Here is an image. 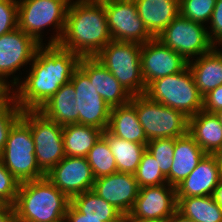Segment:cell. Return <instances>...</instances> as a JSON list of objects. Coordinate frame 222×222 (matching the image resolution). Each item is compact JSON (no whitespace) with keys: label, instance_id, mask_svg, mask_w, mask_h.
<instances>
[{"label":"cell","instance_id":"cell-1","mask_svg":"<svg viewBox=\"0 0 222 222\" xmlns=\"http://www.w3.org/2000/svg\"><path fill=\"white\" fill-rule=\"evenodd\" d=\"M40 45L33 58L31 72L12 95L21 110H39L78 68L80 56L58 44Z\"/></svg>","mask_w":222,"mask_h":222},{"label":"cell","instance_id":"cell-2","mask_svg":"<svg viewBox=\"0 0 222 222\" xmlns=\"http://www.w3.org/2000/svg\"><path fill=\"white\" fill-rule=\"evenodd\" d=\"M110 41L105 6L101 0L70 3L59 46L80 57H95Z\"/></svg>","mask_w":222,"mask_h":222},{"label":"cell","instance_id":"cell-3","mask_svg":"<svg viewBox=\"0 0 222 222\" xmlns=\"http://www.w3.org/2000/svg\"><path fill=\"white\" fill-rule=\"evenodd\" d=\"M71 199L46 177L20 183L13 204L16 222H60Z\"/></svg>","mask_w":222,"mask_h":222},{"label":"cell","instance_id":"cell-4","mask_svg":"<svg viewBox=\"0 0 222 222\" xmlns=\"http://www.w3.org/2000/svg\"><path fill=\"white\" fill-rule=\"evenodd\" d=\"M145 95L153 101L181 111L188 118L203 110V96L188 66L179 73L152 81L146 87Z\"/></svg>","mask_w":222,"mask_h":222},{"label":"cell","instance_id":"cell-5","mask_svg":"<svg viewBox=\"0 0 222 222\" xmlns=\"http://www.w3.org/2000/svg\"><path fill=\"white\" fill-rule=\"evenodd\" d=\"M142 44L110 41L94 58L119 81L132 96L145 94L140 53Z\"/></svg>","mask_w":222,"mask_h":222},{"label":"cell","instance_id":"cell-6","mask_svg":"<svg viewBox=\"0 0 222 222\" xmlns=\"http://www.w3.org/2000/svg\"><path fill=\"white\" fill-rule=\"evenodd\" d=\"M0 159L20 183L45 177L36 162L31 129L21 118L10 129Z\"/></svg>","mask_w":222,"mask_h":222},{"label":"cell","instance_id":"cell-7","mask_svg":"<svg viewBox=\"0 0 222 222\" xmlns=\"http://www.w3.org/2000/svg\"><path fill=\"white\" fill-rule=\"evenodd\" d=\"M70 0H20L18 2V28L41 45V30L55 25L59 30L48 45L59 43L67 17Z\"/></svg>","mask_w":222,"mask_h":222},{"label":"cell","instance_id":"cell-8","mask_svg":"<svg viewBox=\"0 0 222 222\" xmlns=\"http://www.w3.org/2000/svg\"><path fill=\"white\" fill-rule=\"evenodd\" d=\"M21 119L30 127L38 167L46 175L65 157L63 126L39 110H23Z\"/></svg>","mask_w":222,"mask_h":222},{"label":"cell","instance_id":"cell-9","mask_svg":"<svg viewBox=\"0 0 222 222\" xmlns=\"http://www.w3.org/2000/svg\"><path fill=\"white\" fill-rule=\"evenodd\" d=\"M136 112L147 140L178 138L188 133V117L181 111L151 100L147 95L136 96Z\"/></svg>","mask_w":222,"mask_h":222},{"label":"cell","instance_id":"cell-10","mask_svg":"<svg viewBox=\"0 0 222 222\" xmlns=\"http://www.w3.org/2000/svg\"><path fill=\"white\" fill-rule=\"evenodd\" d=\"M207 28L179 14L157 37L164 45L179 53L187 62L191 56L210 52L215 46ZM190 56V57H189Z\"/></svg>","mask_w":222,"mask_h":222},{"label":"cell","instance_id":"cell-11","mask_svg":"<svg viewBox=\"0 0 222 222\" xmlns=\"http://www.w3.org/2000/svg\"><path fill=\"white\" fill-rule=\"evenodd\" d=\"M113 41L144 44L154 37L138 15L134 0H101Z\"/></svg>","mask_w":222,"mask_h":222},{"label":"cell","instance_id":"cell-12","mask_svg":"<svg viewBox=\"0 0 222 222\" xmlns=\"http://www.w3.org/2000/svg\"><path fill=\"white\" fill-rule=\"evenodd\" d=\"M70 82L76 91L75 99L77 100L76 110L79 113V124L105 131L109 124L111 108L79 67L73 72Z\"/></svg>","mask_w":222,"mask_h":222},{"label":"cell","instance_id":"cell-13","mask_svg":"<svg viewBox=\"0 0 222 222\" xmlns=\"http://www.w3.org/2000/svg\"><path fill=\"white\" fill-rule=\"evenodd\" d=\"M142 77L146 87L154 80L183 71L188 62L177 52L153 38L142 44L140 53Z\"/></svg>","mask_w":222,"mask_h":222},{"label":"cell","instance_id":"cell-14","mask_svg":"<svg viewBox=\"0 0 222 222\" xmlns=\"http://www.w3.org/2000/svg\"><path fill=\"white\" fill-rule=\"evenodd\" d=\"M45 177L70 199L93 188L95 177L84 157L65 156Z\"/></svg>","mask_w":222,"mask_h":222},{"label":"cell","instance_id":"cell-15","mask_svg":"<svg viewBox=\"0 0 222 222\" xmlns=\"http://www.w3.org/2000/svg\"><path fill=\"white\" fill-rule=\"evenodd\" d=\"M159 186L139 188L135 204L129 213L133 218L165 222L177 211L176 187Z\"/></svg>","mask_w":222,"mask_h":222},{"label":"cell","instance_id":"cell-16","mask_svg":"<svg viewBox=\"0 0 222 222\" xmlns=\"http://www.w3.org/2000/svg\"><path fill=\"white\" fill-rule=\"evenodd\" d=\"M92 191L126 215L135 204L139 187L134 174L115 172L95 179Z\"/></svg>","mask_w":222,"mask_h":222},{"label":"cell","instance_id":"cell-17","mask_svg":"<svg viewBox=\"0 0 222 222\" xmlns=\"http://www.w3.org/2000/svg\"><path fill=\"white\" fill-rule=\"evenodd\" d=\"M40 45L18 27L0 36V79L32 61Z\"/></svg>","mask_w":222,"mask_h":222},{"label":"cell","instance_id":"cell-18","mask_svg":"<svg viewBox=\"0 0 222 222\" xmlns=\"http://www.w3.org/2000/svg\"><path fill=\"white\" fill-rule=\"evenodd\" d=\"M78 67L88 76L98 94L110 108L127 104L132 95L94 57H81Z\"/></svg>","mask_w":222,"mask_h":222},{"label":"cell","instance_id":"cell-19","mask_svg":"<svg viewBox=\"0 0 222 222\" xmlns=\"http://www.w3.org/2000/svg\"><path fill=\"white\" fill-rule=\"evenodd\" d=\"M222 173L216 157L206 154L196 168L176 186V197L213 195L220 184Z\"/></svg>","mask_w":222,"mask_h":222},{"label":"cell","instance_id":"cell-20","mask_svg":"<svg viewBox=\"0 0 222 222\" xmlns=\"http://www.w3.org/2000/svg\"><path fill=\"white\" fill-rule=\"evenodd\" d=\"M205 155L206 153L188 133L175 138L173 163L166 176L167 185L174 187L179 185Z\"/></svg>","mask_w":222,"mask_h":222},{"label":"cell","instance_id":"cell-21","mask_svg":"<svg viewBox=\"0 0 222 222\" xmlns=\"http://www.w3.org/2000/svg\"><path fill=\"white\" fill-rule=\"evenodd\" d=\"M149 33L159 34L180 14V0H134Z\"/></svg>","mask_w":222,"mask_h":222},{"label":"cell","instance_id":"cell-22","mask_svg":"<svg viewBox=\"0 0 222 222\" xmlns=\"http://www.w3.org/2000/svg\"><path fill=\"white\" fill-rule=\"evenodd\" d=\"M107 130L121 139L147 146V137L137 117L136 96L127 104L111 108Z\"/></svg>","mask_w":222,"mask_h":222},{"label":"cell","instance_id":"cell-23","mask_svg":"<svg viewBox=\"0 0 222 222\" xmlns=\"http://www.w3.org/2000/svg\"><path fill=\"white\" fill-rule=\"evenodd\" d=\"M188 134L206 154L222 147V125L215 113L201 110L188 118Z\"/></svg>","mask_w":222,"mask_h":222},{"label":"cell","instance_id":"cell-24","mask_svg":"<svg viewBox=\"0 0 222 222\" xmlns=\"http://www.w3.org/2000/svg\"><path fill=\"white\" fill-rule=\"evenodd\" d=\"M195 84L204 97L222 85V52L214 47L210 52L199 56L195 62H188Z\"/></svg>","mask_w":222,"mask_h":222},{"label":"cell","instance_id":"cell-25","mask_svg":"<svg viewBox=\"0 0 222 222\" xmlns=\"http://www.w3.org/2000/svg\"><path fill=\"white\" fill-rule=\"evenodd\" d=\"M75 92L73 84L69 81L62 85L39 111L61 126L79 124Z\"/></svg>","mask_w":222,"mask_h":222},{"label":"cell","instance_id":"cell-26","mask_svg":"<svg viewBox=\"0 0 222 222\" xmlns=\"http://www.w3.org/2000/svg\"><path fill=\"white\" fill-rule=\"evenodd\" d=\"M103 130L81 124L63 126L65 156L84 157L102 136Z\"/></svg>","mask_w":222,"mask_h":222},{"label":"cell","instance_id":"cell-27","mask_svg":"<svg viewBox=\"0 0 222 222\" xmlns=\"http://www.w3.org/2000/svg\"><path fill=\"white\" fill-rule=\"evenodd\" d=\"M102 136L107 140L113 154L117 172L134 174L141 161L146 145L121 139L111 134L107 129Z\"/></svg>","mask_w":222,"mask_h":222},{"label":"cell","instance_id":"cell-28","mask_svg":"<svg viewBox=\"0 0 222 222\" xmlns=\"http://www.w3.org/2000/svg\"><path fill=\"white\" fill-rule=\"evenodd\" d=\"M177 211L194 222H222V211L212 195L176 197Z\"/></svg>","mask_w":222,"mask_h":222},{"label":"cell","instance_id":"cell-29","mask_svg":"<svg viewBox=\"0 0 222 222\" xmlns=\"http://www.w3.org/2000/svg\"><path fill=\"white\" fill-rule=\"evenodd\" d=\"M71 204L85 217L123 218L113 205L99 197L92 190L77 194L71 198Z\"/></svg>","mask_w":222,"mask_h":222},{"label":"cell","instance_id":"cell-30","mask_svg":"<svg viewBox=\"0 0 222 222\" xmlns=\"http://www.w3.org/2000/svg\"><path fill=\"white\" fill-rule=\"evenodd\" d=\"M86 159L92 169L95 179L117 172V165L107 140L101 136Z\"/></svg>","mask_w":222,"mask_h":222},{"label":"cell","instance_id":"cell-31","mask_svg":"<svg viewBox=\"0 0 222 222\" xmlns=\"http://www.w3.org/2000/svg\"><path fill=\"white\" fill-rule=\"evenodd\" d=\"M134 176L139 188L167 183L166 176L161 172L155 158L147 150L142 154Z\"/></svg>","mask_w":222,"mask_h":222},{"label":"cell","instance_id":"cell-32","mask_svg":"<svg viewBox=\"0 0 222 222\" xmlns=\"http://www.w3.org/2000/svg\"><path fill=\"white\" fill-rule=\"evenodd\" d=\"M175 138L149 140L146 150L153 156L161 170L167 176L171 170L174 157Z\"/></svg>","mask_w":222,"mask_h":222},{"label":"cell","instance_id":"cell-33","mask_svg":"<svg viewBox=\"0 0 222 222\" xmlns=\"http://www.w3.org/2000/svg\"><path fill=\"white\" fill-rule=\"evenodd\" d=\"M216 0H180V14L203 24L211 19Z\"/></svg>","mask_w":222,"mask_h":222},{"label":"cell","instance_id":"cell-34","mask_svg":"<svg viewBox=\"0 0 222 222\" xmlns=\"http://www.w3.org/2000/svg\"><path fill=\"white\" fill-rule=\"evenodd\" d=\"M21 116L22 110L13 96L0 107V154L5 147L10 129Z\"/></svg>","mask_w":222,"mask_h":222},{"label":"cell","instance_id":"cell-35","mask_svg":"<svg viewBox=\"0 0 222 222\" xmlns=\"http://www.w3.org/2000/svg\"><path fill=\"white\" fill-rule=\"evenodd\" d=\"M19 187L20 182L5 168L0 159V200L13 206Z\"/></svg>","mask_w":222,"mask_h":222},{"label":"cell","instance_id":"cell-36","mask_svg":"<svg viewBox=\"0 0 222 222\" xmlns=\"http://www.w3.org/2000/svg\"><path fill=\"white\" fill-rule=\"evenodd\" d=\"M18 27V2L0 0V36Z\"/></svg>","mask_w":222,"mask_h":222},{"label":"cell","instance_id":"cell-37","mask_svg":"<svg viewBox=\"0 0 222 222\" xmlns=\"http://www.w3.org/2000/svg\"><path fill=\"white\" fill-rule=\"evenodd\" d=\"M210 21L212 29L211 33L208 32L210 41L214 45L216 44L215 41L222 44V0H216Z\"/></svg>","mask_w":222,"mask_h":222},{"label":"cell","instance_id":"cell-38","mask_svg":"<svg viewBox=\"0 0 222 222\" xmlns=\"http://www.w3.org/2000/svg\"><path fill=\"white\" fill-rule=\"evenodd\" d=\"M222 109V85L216 87L203 97V110L215 113Z\"/></svg>","mask_w":222,"mask_h":222},{"label":"cell","instance_id":"cell-39","mask_svg":"<svg viewBox=\"0 0 222 222\" xmlns=\"http://www.w3.org/2000/svg\"><path fill=\"white\" fill-rule=\"evenodd\" d=\"M66 222H122V218H93L85 217L71 203L65 215Z\"/></svg>","mask_w":222,"mask_h":222},{"label":"cell","instance_id":"cell-40","mask_svg":"<svg viewBox=\"0 0 222 222\" xmlns=\"http://www.w3.org/2000/svg\"><path fill=\"white\" fill-rule=\"evenodd\" d=\"M0 222H16L15 211L12 205L3 204L0 207Z\"/></svg>","mask_w":222,"mask_h":222},{"label":"cell","instance_id":"cell-41","mask_svg":"<svg viewBox=\"0 0 222 222\" xmlns=\"http://www.w3.org/2000/svg\"><path fill=\"white\" fill-rule=\"evenodd\" d=\"M9 85L0 79V107L3 106L10 98Z\"/></svg>","mask_w":222,"mask_h":222},{"label":"cell","instance_id":"cell-42","mask_svg":"<svg viewBox=\"0 0 222 222\" xmlns=\"http://www.w3.org/2000/svg\"><path fill=\"white\" fill-rule=\"evenodd\" d=\"M165 222H194L192 219L184 217L180 212L176 211L168 220Z\"/></svg>","mask_w":222,"mask_h":222},{"label":"cell","instance_id":"cell-43","mask_svg":"<svg viewBox=\"0 0 222 222\" xmlns=\"http://www.w3.org/2000/svg\"><path fill=\"white\" fill-rule=\"evenodd\" d=\"M212 196H213L214 200L216 201V203L219 206H221L222 205V178H221L220 184L214 190V193Z\"/></svg>","mask_w":222,"mask_h":222},{"label":"cell","instance_id":"cell-44","mask_svg":"<svg viewBox=\"0 0 222 222\" xmlns=\"http://www.w3.org/2000/svg\"><path fill=\"white\" fill-rule=\"evenodd\" d=\"M122 222H156V221L139 220L131 217L129 214H126L123 215Z\"/></svg>","mask_w":222,"mask_h":222},{"label":"cell","instance_id":"cell-45","mask_svg":"<svg viewBox=\"0 0 222 222\" xmlns=\"http://www.w3.org/2000/svg\"><path fill=\"white\" fill-rule=\"evenodd\" d=\"M213 155L216 157L218 166L220 167V171L222 173V147L219 148Z\"/></svg>","mask_w":222,"mask_h":222},{"label":"cell","instance_id":"cell-46","mask_svg":"<svg viewBox=\"0 0 222 222\" xmlns=\"http://www.w3.org/2000/svg\"><path fill=\"white\" fill-rule=\"evenodd\" d=\"M215 114L218 116L220 124L222 125V109L215 112Z\"/></svg>","mask_w":222,"mask_h":222},{"label":"cell","instance_id":"cell-47","mask_svg":"<svg viewBox=\"0 0 222 222\" xmlns=\"http://www.w3.org/2000/svg\"><path fill=\"white\" fill-rule=\"evenodd\" d=\"M4 203L0 200V207L3 205Z\"/></svg>","mask_w":222,"mask_h":222}]
</instances>
